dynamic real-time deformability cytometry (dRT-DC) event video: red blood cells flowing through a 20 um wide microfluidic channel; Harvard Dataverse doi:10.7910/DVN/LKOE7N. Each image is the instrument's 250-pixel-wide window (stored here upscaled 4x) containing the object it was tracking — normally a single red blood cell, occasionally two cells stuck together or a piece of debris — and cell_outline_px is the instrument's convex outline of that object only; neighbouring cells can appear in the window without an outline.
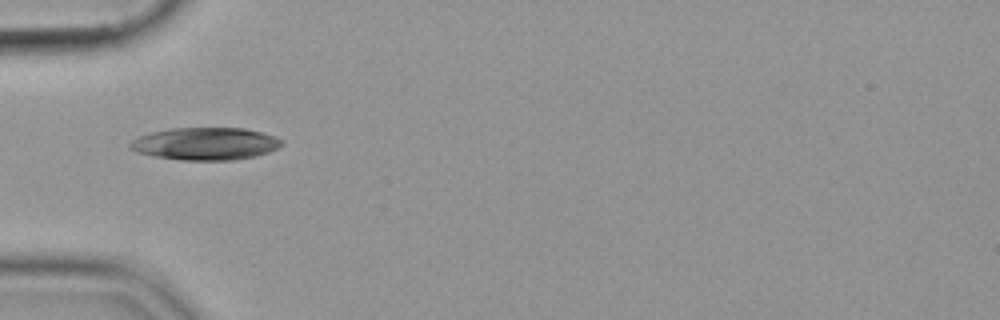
{"species": "common noctule bat (a hibernating species)", "species_latin": "Nyctalus noctula", "temperature_condition": "cold", "stored_images_in_passage": 23, "camera_frame_rate_fps": 3000, "um_per_image_px": 0.085, "animal": {"sex": "female", "body_mass_g": 19.9}, "frame": {"image": 1, "passage_image": 1, "time_ms": 0.0, "image_size_px": [1000, 320], "cell_outline_px": [[284, 144], [268, 152], [256, 156], [232, 160], [180, 160], [152, 156], [136, 152], [128, 148], [128, 144], [136, 136], [152, 132], [172, 128], [244, 128], [276, 136], [284, 140]], "centroid_in_image_um": [17.43, 12.22], "position_along_channel_um": 67.6, "area_um2": 28.96}}